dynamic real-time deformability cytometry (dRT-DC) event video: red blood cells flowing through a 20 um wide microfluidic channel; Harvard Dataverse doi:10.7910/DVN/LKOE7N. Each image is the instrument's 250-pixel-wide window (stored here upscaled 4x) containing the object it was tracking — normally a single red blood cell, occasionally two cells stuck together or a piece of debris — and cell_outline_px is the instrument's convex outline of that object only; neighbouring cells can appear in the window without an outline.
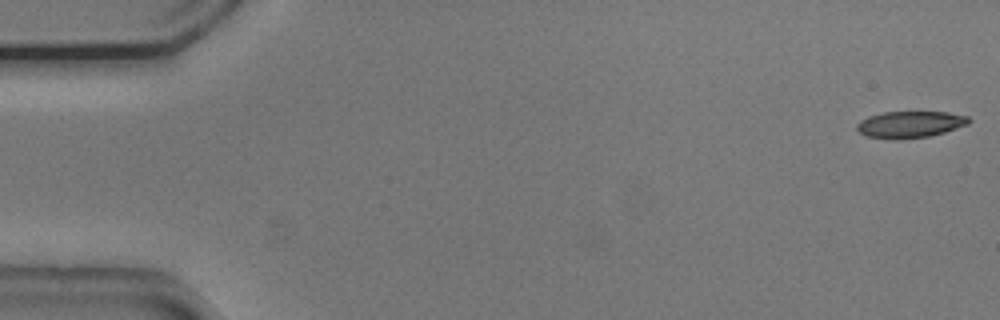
{"species": "common noctule bat (a hibernating species)", "species_latin": "Nyctalus noctula", "temperature_condition": "cold", "stored_images_in_passage": 45, "camera_frame_rate_fps": 3000, "um_per_image_px": 0.085, "animal": {"sex": "male", "body_mass_g": 20.5, "forearm_length_mm": 52.5}, "frame": {"image": 1, "passage_image": 1, "time_ms": 0.0, "image_size_px": [1000, 320], "cell_outline_px": [[972, 120], [968, 124], [944, 132], [928, 136], [900, 140], [892, 140], [864, 136], [856, 128], [856, 124], [860, 120], [868, 116], [884, 112], [948, 112], [968, 116]], "centroid_in_image_um": [77.32, 10.58], "position_along_channel_um": 7.7, "area_um2": 17.57}}
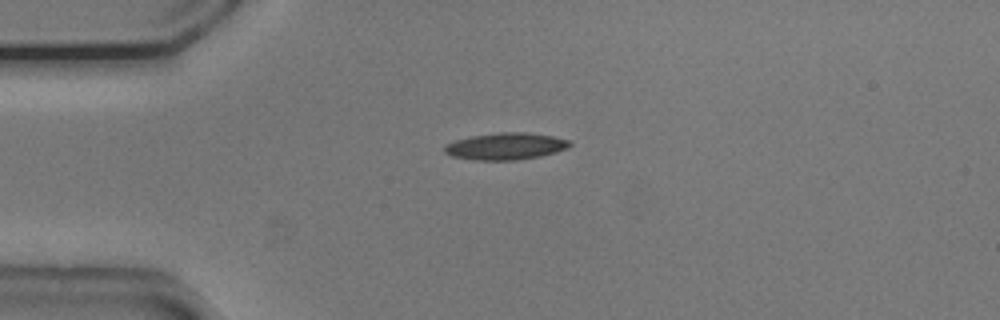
{"frame": {"image": 2, "passage_image": 13, "time_ms": 4.0, "image_size_px": [1000, 320], "cell_outline_px": [[572, 144], [568, 148], [556, 152], [540, 156], [516, 160], [476, 160], [452, 156], [444, 152], [444, 144], [456, 140], [472, 136], [500, 132], [524, 132], [552, 136], [572, 140]], "centroid_in_image_um": [43.0, 12.43], "position_along_channel_um": 42.0, "area_um2": 19.65}}
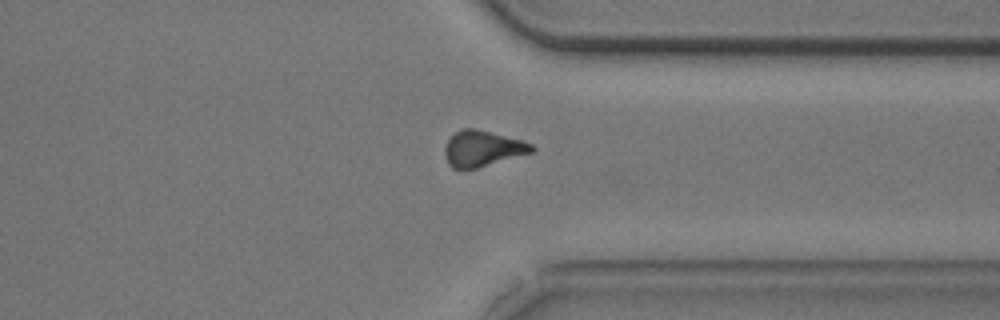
{"frame": {"image": 3, "passage_image": 41, "time_ms": 13.333, "image_size_px": [1000, 320], "cell_outline_px": [[536, 148], [532, 152], [476, 168], [452, 168], [448, 164], [444, 156], [444, 148], [448, 140], [456, 132], [464, 128], [476, 128], [524, 140], [532, 144]], "centroid_in_image_um": [41.01, 12.61], "position_along_channel_um": 370.4, "area_um2": 18.09}, "authors_computed_cell_mechanics": {"area_um2": 18.6694, "velocity_mm_per_s": 3.77, "shape_relaxation_time_tau1_ms": 4.2834, "shape_relaxation_time_tau2_ms": 7.8707, "deformation_change_tau1": 0.1373, "deformation_change_tau2": 0.1731}}